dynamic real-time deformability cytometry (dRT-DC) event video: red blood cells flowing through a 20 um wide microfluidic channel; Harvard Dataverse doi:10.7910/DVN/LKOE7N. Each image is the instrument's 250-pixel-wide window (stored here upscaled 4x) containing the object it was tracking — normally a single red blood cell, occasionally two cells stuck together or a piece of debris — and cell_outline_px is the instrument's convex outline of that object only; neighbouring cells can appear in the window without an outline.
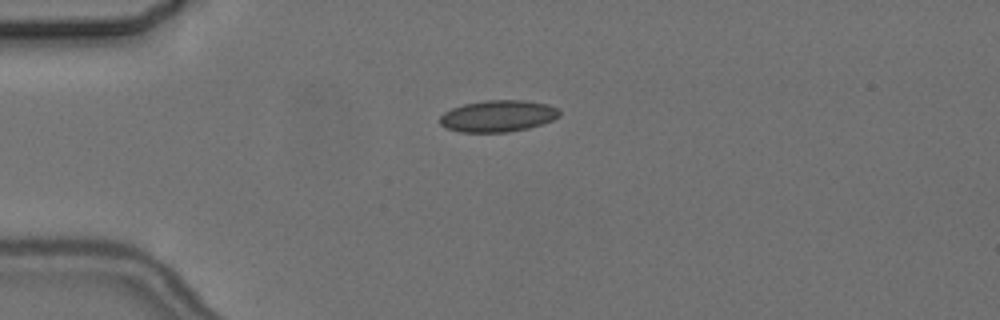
{"species": "common noctule bat (a hibernating species)", "species_latin": "Nyctalus noctula", "temperature_condition": "cold", "stored_images_in_passage": 3, "camera_frame_rate_fps": 3000, "um_per_image_px": 0.085, "animal": {"sex": "female", "body_mass_g": 24.6, "forearm_length_mm": 56.2}, "frame": {"image": 1, "passage_image": 1, "time_ms": 0.0, "image_size_px": [1000, 320], "cell_outline_px": [[560, 116], [552, 120], [528, 128], [508, 132], [460, 132], [444, 128], [440, 124], [440, 116], [444, 112], [452, 108], [464, 104], [484, 100], [524, 100], [548, 104], [556, 108], [560, 112]], "centroid_in_image_um": [42.3, 9.86], "position_along_channel_um": 42.7, "area_um2": 22.08}}
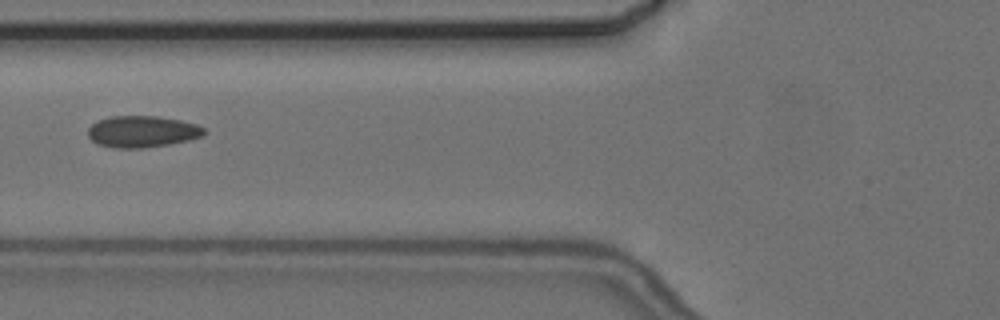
{"frame": {"image": 2, "passage_image": 3, "time_ms": 2.667, "image_size_px": [1000, 320], "cell_outline_px": [[208, 132], [204, 136], [192, 140], [144, 148], [112, 148], [100, 144], [92, 140], [88, 136], [88, 128], [92, 124], [108, 116], [156, 116], [180, 120], [196, 124], [204, 128]], "centroid_in_image_um": [12.13, 11.19], "position_along_channel_um": 113.7, "area_um2": 21.5}}